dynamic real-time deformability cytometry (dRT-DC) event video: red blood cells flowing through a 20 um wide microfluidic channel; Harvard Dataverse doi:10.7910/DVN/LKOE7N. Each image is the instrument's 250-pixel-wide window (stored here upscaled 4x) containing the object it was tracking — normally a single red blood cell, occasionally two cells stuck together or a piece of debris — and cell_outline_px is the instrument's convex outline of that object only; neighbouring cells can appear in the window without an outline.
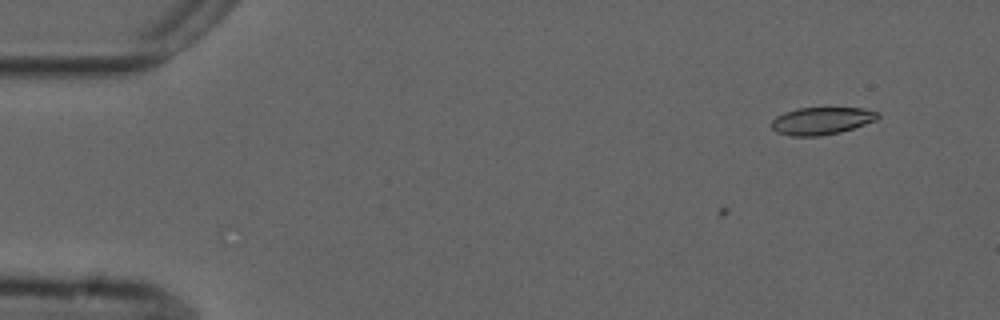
{"species": "common noctule bat (a hibernating species)", "species_latin": "Nyctalus noctula", "temperature_condition": "cold", "stored_images_in_passage": 2, "camera_frame_rate_fps": 3000, "um_per_image_px": 0.085, "animal": {"sex": "male", "forearm_length_mm": 52.5}, "frame": {"image": 1, "passage_image": 2, "time_ms": 0.333, "image_size_px": [1000, 320], "cell_outline_px": [[880, 116], [876, 120], [840, 132], [820, 136], [792, 136], [776, 132], [772, 128], [772, 120], [776, 116], [784, 112], [796, 108], [864, 108], [880, 112]], "centroid_in_image_um": [69.83, 10.26], "position_along_channel_um": 15.2, "area_um2": 16.99}}